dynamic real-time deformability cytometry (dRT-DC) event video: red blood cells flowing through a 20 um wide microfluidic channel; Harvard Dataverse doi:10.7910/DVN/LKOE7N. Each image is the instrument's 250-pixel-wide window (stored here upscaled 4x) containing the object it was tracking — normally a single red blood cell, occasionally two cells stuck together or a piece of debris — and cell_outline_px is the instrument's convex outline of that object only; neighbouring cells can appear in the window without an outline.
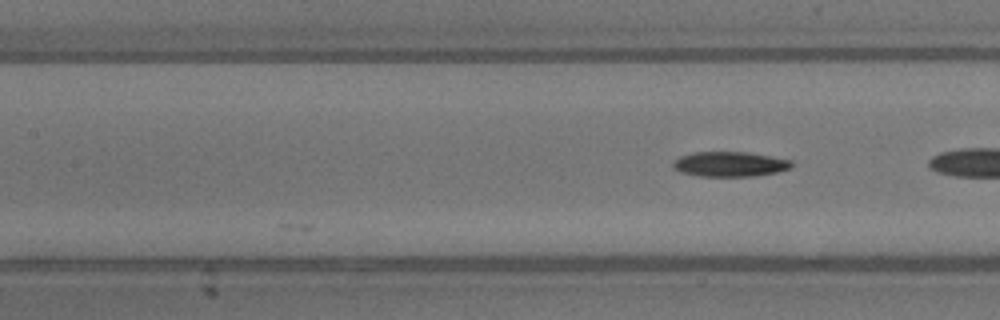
{"species": "common noctule bat (a hibernating species)", "species_latin": "Nyctalus noctula", "temperature_condition": "warm", "stored_images_in_passage": 10, "camera_frame_rate_fps": 3000, "um_per_image_px": 0.085, "animal": {"sex": "male", "body_mass_g": 13.3}, "frame": {"image": 1, "passage_image": 10, "time_ms": 3.0, "image_size_px": [1000, 320], "cell_outline_px": [[792, 164], [788, 168], [776, 172], [752, 176], [700, 176], [680, 172], [672, 168], [672, 164], [680, 156], [692, 152], [748, 152], [792, 160]], "centroid_in_image_um": [61.99, 13.94], "position_along_channel_um": 145.4, "area_um2": 17.11}}